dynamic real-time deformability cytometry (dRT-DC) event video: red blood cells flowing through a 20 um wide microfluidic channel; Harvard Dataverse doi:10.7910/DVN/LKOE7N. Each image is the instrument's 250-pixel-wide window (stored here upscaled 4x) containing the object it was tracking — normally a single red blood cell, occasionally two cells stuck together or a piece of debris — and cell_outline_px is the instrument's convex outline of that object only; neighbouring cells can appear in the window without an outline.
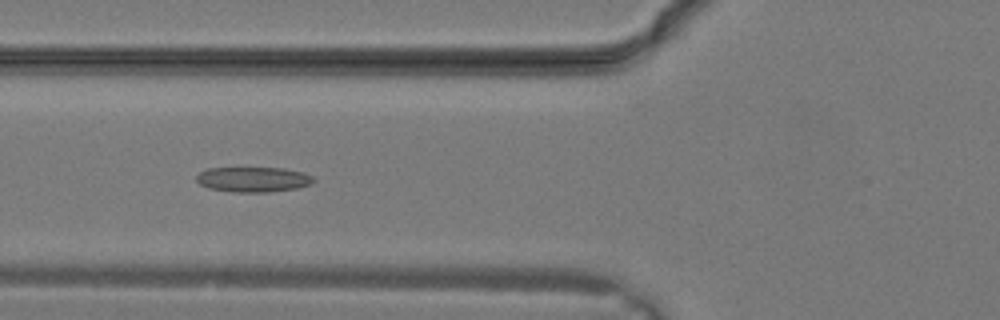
{"species": "common noctule bat (a hibernating species)", "species_latin": "Nyctalus noctula", "temperature_condition": "warm", "stored_images_in_passage": 11, "camera_frame_rate_fps": 3000, "um_per_image_px": 0.085, "animal": {"sex": "male", "body_mass_g": 19.2, "forearm_length_mm": 51.8}, "frame": {"image": 1, "passage_image": 4, "time_ms": 1.0, "image_size_px": [1000, 320], "cell_outline_px": [[316, 180], [308, 184], [296, 188], [268, 192], [232, 192], [208, 188], [200, 184], [196, 180], [196, 176], [200, 172], [208, 168], [284, 168], [304, 172], [312, 176]], "centroid_in_image_um": [21.51, 15.25], "position_along_channel_um": 104.3, "area_um2": 17.11}}
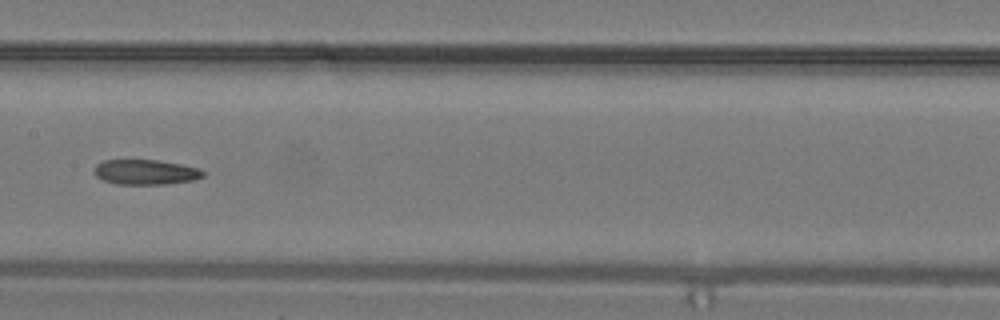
{"frame": {"image": 2, "passage_image": 8, "time_ms": 2.333, "image_size_px": [1000, 320], "cell_outline_px": [[204, 176], [192, 180], [164, 184], [116, 184], [104, 180], [96, 176], [92, 172], [96, 164], [104, 160], [156, 160], [180, 164], [196, 168], [204, 172]], "centroid_in_image_um": [12.31, 14.63], "position_along_channel_um": 195.1, "area_um2": 15.72}}
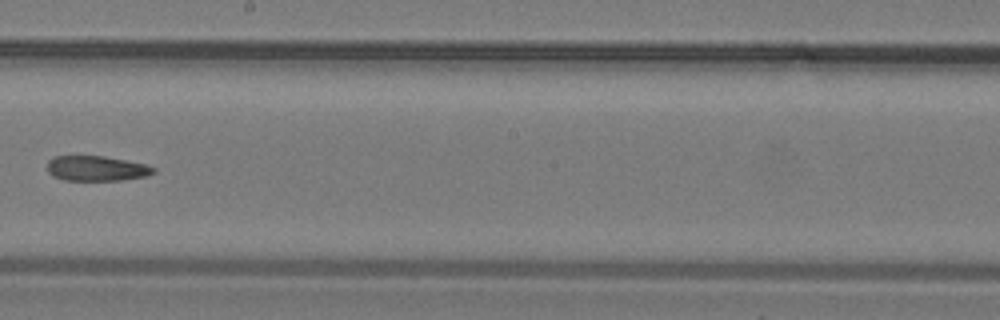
{"frame": {"image": 3, "passage_image": 10, "time_ms": 3.0, "image_size_px": [1000, 320], "cell_outline_px": [[156, 172], [144, 176], [120, 180], [64, 180], [52, 176], [48, 172], [48, 160], [52, 156], [104, 156], [144, 164], [156, 168]], "centroid_in_image_um": [8.16, 14.31], "position_along_channel_um": 240.0, "area_um2": 15.43}}